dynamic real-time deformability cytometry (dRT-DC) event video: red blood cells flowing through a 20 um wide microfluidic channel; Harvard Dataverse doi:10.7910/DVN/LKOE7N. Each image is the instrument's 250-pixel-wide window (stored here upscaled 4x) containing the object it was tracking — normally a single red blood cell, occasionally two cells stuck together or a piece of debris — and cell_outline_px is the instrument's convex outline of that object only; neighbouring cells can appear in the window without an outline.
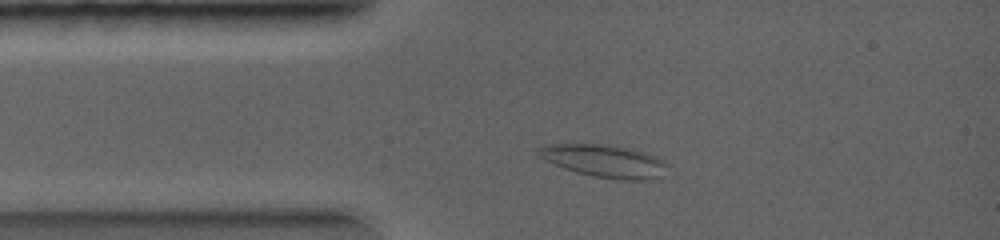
{"species": "common noctule bat (a hibernating species)", "species_latin": "Nyctalus noctula", "temperature_condition": "warm", "stored_images_in_passage": 50, "camera_frame_rate_fps": 5000, "um_per_image_px": 0.085, "animal": {"sex": "female", "body_mass_g": 19.0, "forearm_length_mm": 56.7}, "frame": {"image": 1, "passage_image": 1, "time_ms": 0.0, "image_size_px": [1000, 240], "cell_outline_px": [[664, 164], [648, 180], [616, 180], [592, 176], [576, 172], [564, 168], [544, 160], [536, 152], [544, 144], [608, 144], [632, 148], [656, 156]], "centroid_in_image_um": [51.22, 13.65], "position_along_channel_um": 33.8, "area_um2": 23.87}}
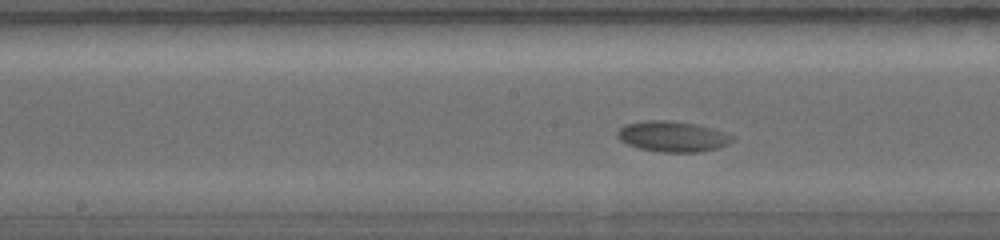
{"frame": {"image": 2, "passage_image": 23, "time_ms": 3.0, "image_size_px": [1000, 240], "cell_outline_px": [[732, 140], [728, 144], [716, 148], [700, 152], [660, 152], [636, 148], [620, 140], [616, 136], [616, 132], [624, 124], [648, 120], [668, 120], [696, 124], [712, 128], [724, 132], [732, 136]], "centroid_in_image_um": [57.12, 11.6], "position_along_channel_um": 191.1, "area_um2": 20.52}}
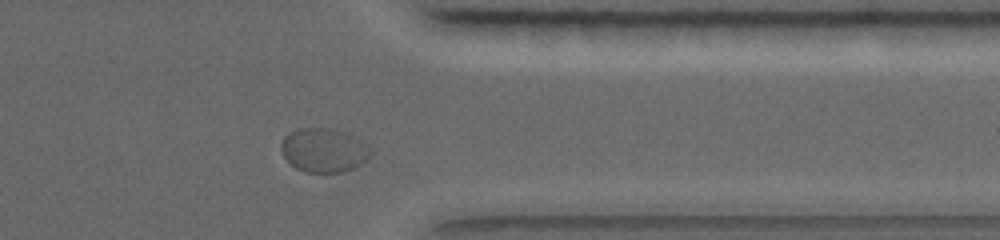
{"frame": {"image": 3, "passage_image": 48, "time_ms": 6.4, "image_size_px": [1000, 240], "cell_outline_px": [[372, 152], [360, 164], [344, 172], [304, 172], [288, 164], [280, 148], [280, 144], [284, 136], [288, 132], [300, 128], [328, 128], [348, 132], [364, 140], [368, 144]], "centroid_in_image_um": [27.51, 12.75], "position_along_channel_um": 383.9, "area_um2": 23.29}}